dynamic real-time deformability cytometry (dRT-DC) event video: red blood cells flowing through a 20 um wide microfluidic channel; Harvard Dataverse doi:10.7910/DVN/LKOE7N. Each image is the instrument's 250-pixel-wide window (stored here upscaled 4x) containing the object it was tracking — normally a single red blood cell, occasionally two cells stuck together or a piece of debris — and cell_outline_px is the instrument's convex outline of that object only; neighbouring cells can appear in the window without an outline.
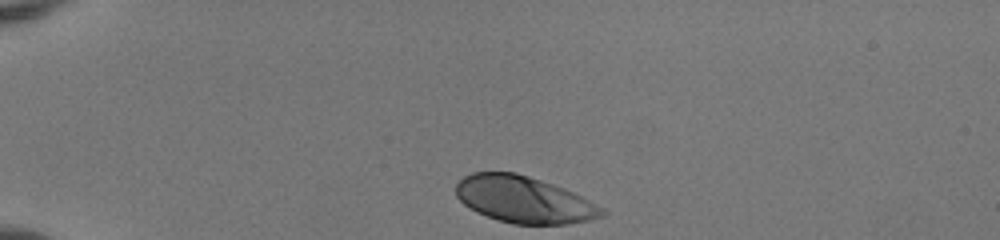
{"species": "human", "species_latin": "Homo sapiens", "temperature_condition": "room temperature", "stored_images_in_passage": 34, "camera_frame_rate_fps": 3000, "um_per_image_px": 0.085, "donor": {"sex": "female"}, "frame": {"image": 1, "passage_image": 1, "time_ms": 0.0, "image_size_px": [1000, 240], "cell_outline_px": [[608, 212], [604, 216], [588, 220], [568, 224], [512, 224], [496, 220], [476, 212], [464, 204], [456, 196], [456, 184], [464, 176], [472, 172], [516, 172], [564, 188], [604, 208]], "centroid_in_image_um": [44.52, 16.97], "position_along_channel_um": 40.5, "area_um2": 39.71}}
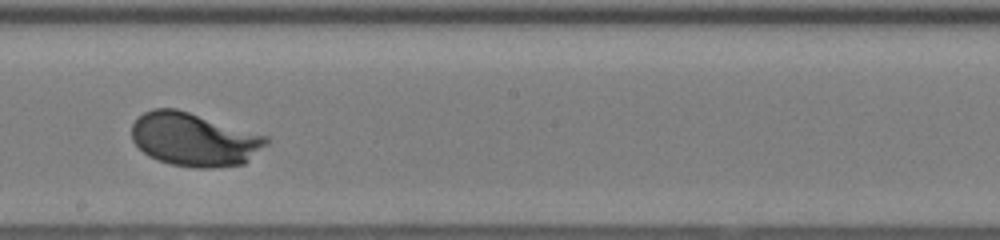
{"frame": {"image": 2, "passage_image": 20, "time_ms": 6.333, "image_size_px": [1000, 240], "cell_outline_px": [[272, 140], [268, 144], [244, 164], [212, 168], [196, 168], [172, 164], [156, 160], [148, 156], [132, 140], [132, 124], [144, 112], [152, 108], [176, 108], [268, 136]], "centroid_in_image_um": [16.52, 11.86], "position_along_channel_um": 231.7, "area_um2": 41.96}}
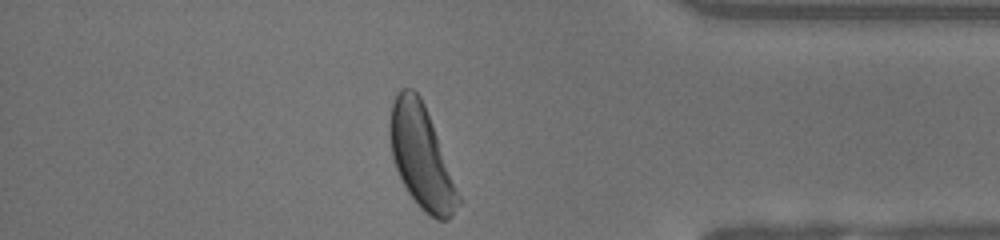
{"frame": {"image": 3, "passage_image": 34, "time_ms": 11.0, "image_size_px": [1000, 240], "cell_outline_px": [[460, 204], [452, 216], [448, 220], [436, 220], [424, 212], [420, 208], [408, 192], [396, 168], [392, 156], [388, 136], [388, 124], [392, 104], [400, 88], [412, 88], [420, 96], [424, 104], [432, 124], [460, 196]], "centroid_in_image_um": [35.79, 13.34], "position_along_channel_um": 399.4, "area_um2": 40.52}, "authors_computed_cell_mechanics": {"area_um2": 40.7201, "velocity_mm_per_s": 3.953, "shape_relaxation_time_tau1_ms": 2.0554, "shape_relaxation_time_tau2_ms": null, "deformation_change_tau1": 0.1532, "deformation_change_tau2": null}}